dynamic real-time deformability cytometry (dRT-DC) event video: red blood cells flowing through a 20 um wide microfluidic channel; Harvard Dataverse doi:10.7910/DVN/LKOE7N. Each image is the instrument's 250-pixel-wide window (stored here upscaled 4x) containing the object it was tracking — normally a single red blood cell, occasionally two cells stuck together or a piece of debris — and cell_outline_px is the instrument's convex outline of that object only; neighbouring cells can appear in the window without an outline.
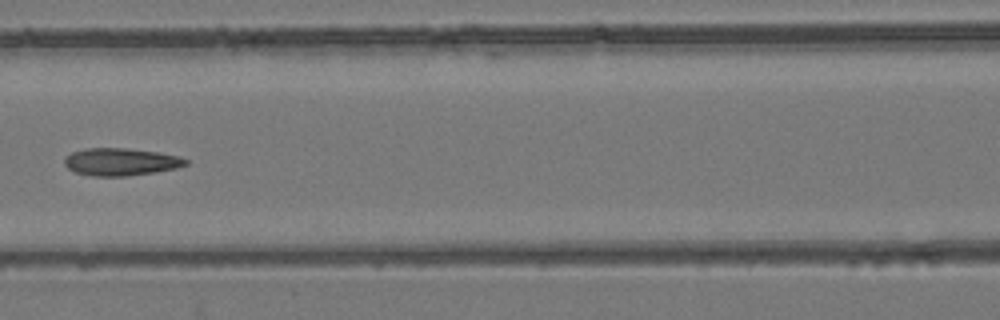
{"species": "common noctule bat (a hibernating species)", "species_latin": "Nyctalus noctula", "temperature_condition": "room temperature", "stored_images_in_passage": 9, "camera_frame_rate_fps": 3000, "um_per_image_px": 0.085, "animal": {"sex": "female", "body_mass_g": 24.6, "forearm_length_mm": 56.2}, "frame": {"image": 1, "passage_image": 8, "time_ms": 8.0, "image_size_px": [1000, 320], "cell_outline_px": [[188, 164], [176, 168], [156, 172], [128, 176], [92, 176], [76, 172], [68, 168], [64, 164], [64, 160], [72, 152], [84, 148], [124, 148], [160, 152], [180, 156], [188, 160]], "centroid_in_image_um": [10.3, 13.75], "position_along_channel_um": 156.3, "area_um2": 19.48}}